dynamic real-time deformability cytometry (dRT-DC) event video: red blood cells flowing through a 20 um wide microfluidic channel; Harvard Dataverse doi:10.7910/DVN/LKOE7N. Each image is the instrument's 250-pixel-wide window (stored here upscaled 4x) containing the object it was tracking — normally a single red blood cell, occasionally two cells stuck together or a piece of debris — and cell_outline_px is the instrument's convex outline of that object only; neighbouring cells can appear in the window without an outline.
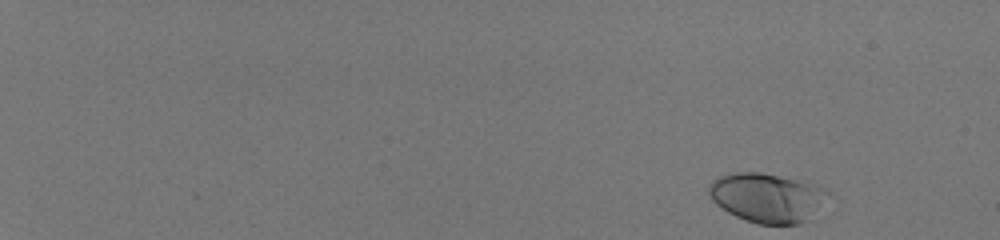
{"species": "human", "species_latin": "Homo sapiens", "temperature_condition": "room temperature", "stored_images_in_passage": 51, "camera_frame_rate_fps": 3000, "um_per_image_px": 0.085, "donor": {"sex": "male"}, "frame": {"image": 1, "passage_image": 1, "time_ms": 0.0, "image_size_px": [1000, 240], "cell_outline_px": [[808, 220], [800, 224], [760, 224], [736, 216], [728, 212], [716, 204], [712, 200], [708, 192], [708, 184], [712, 180], [720, 176], [736, 172], [760, 172], [792, 180], [804, 184], [808, 188]], "centroid_in_image_um": [64.7, 16.81], "position_along_channel_um": 20.3, "area_um2": 30.29}}
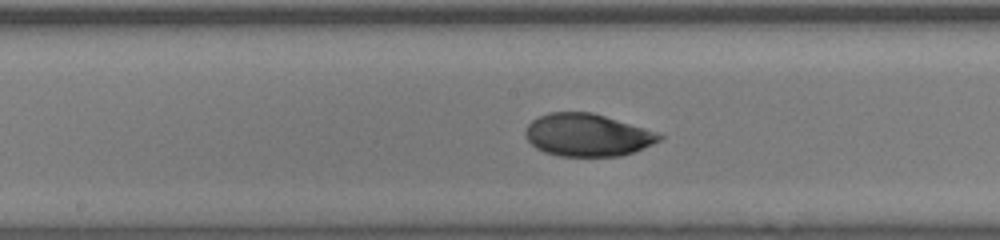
{"frame": {"image": 2, "passage_image": 30, "time_ms": 9.667, "image_size_px": [1000, 240], "cell_outline_px": [[664, 136], [660, 140], [652, 144], [632, 152], [620, 156], [560, 156], [544, 152], [536, 148], [524, 136], [524, 132], [528, 124], [532, 120], [548, 112], [592, 112], [660, 132]], "centroid_in_image_um": [49.93, 11.47], "position_along_channel_um": 198.3, "area_um2": 33.29}}
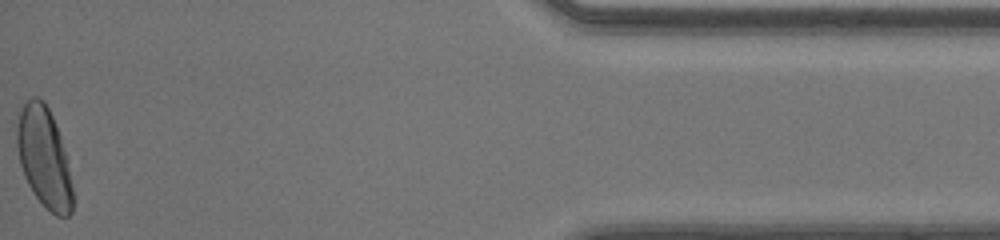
{"frame": {"image": 3, "passage_image": 51, "time_ms": 16.667, "image_size_px": [1000, 240], "cell_outline_px": [[72, 212], [68, 216], [56, 216], [36, 196], [28, 184], [24, 176], [20, 164], [16, 144], [16, 124], [24, 100], [32, 96], [36, 96], [44, 100], [52, 116], [68, 156], [72, 188]], "centroid_in_image_um": [3.74, 13.33], "position_along_channel_um": 431.5, "area_um2": 32.71}, "authors_computed_cell_mechanics": {"area_um2": 33.1194, "velocity_mm_per_s": 4.11, "shape_relaxation_time_tau1_ms": 3.4704, "shape_relaxation_time_tau2_ms": 0.5996, "deformation_change_tau1": 0.1618, "deformation_change_tau2": 0.0373}}